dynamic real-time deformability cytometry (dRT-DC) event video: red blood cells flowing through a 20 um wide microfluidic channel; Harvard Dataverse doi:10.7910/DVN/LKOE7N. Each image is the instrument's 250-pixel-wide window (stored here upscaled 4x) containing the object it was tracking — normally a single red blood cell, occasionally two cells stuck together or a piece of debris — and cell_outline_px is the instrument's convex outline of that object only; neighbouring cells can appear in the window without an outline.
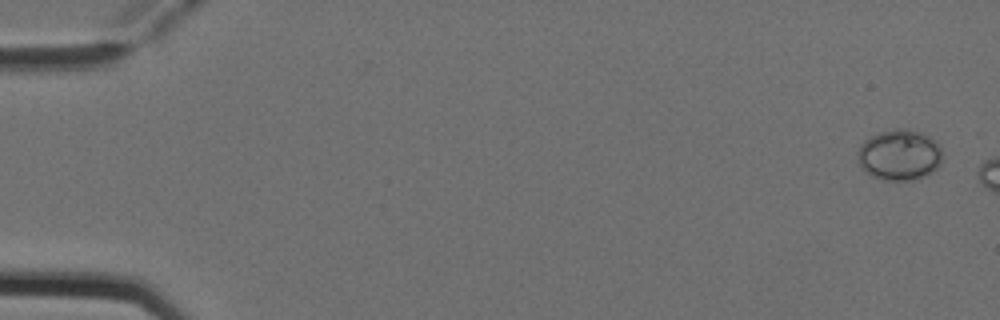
{"species": "Egyptian fruit bat (a non-hibernating species)", "species_latin": "Rousettus aegyptiacus", "temperature_condition": "cold", "stored_images_in_passage": 3, "camera_frame_rate_fps": 3000, "um_per_image_px": 0.085, "animal": {"sex": "female"}, "frame": {"image": 1, "passage_image": 1, "time_ms": 0.0, "image_size_px": [1000, 320], "cell_outline_px": [[940, 164], [932, 172], [916, 180], [884, 180], [872, 176], [856, 160], [856, 152], [860, 144], [864, 140], [876, 132], [892, 128], [904, 128], [920, 132], [936, 140], [940, 144]], "centroid_in_image_um": [76.42, 13.14], "position_along_channel_um": 8.6, "area_um2": 25.37}}